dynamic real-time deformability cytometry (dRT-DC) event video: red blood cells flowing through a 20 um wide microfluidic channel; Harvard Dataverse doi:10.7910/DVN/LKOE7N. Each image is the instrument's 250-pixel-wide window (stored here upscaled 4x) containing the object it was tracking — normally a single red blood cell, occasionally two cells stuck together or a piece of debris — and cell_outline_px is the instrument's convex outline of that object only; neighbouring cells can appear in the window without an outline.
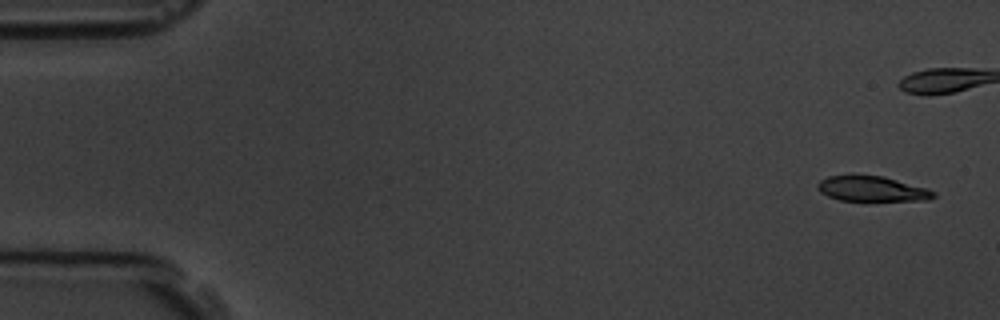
{"species": "common noctule bat (a hibernating species)", "species_latin": "Nyctalus noctula", "temperature_condition": "room temperature", "stored_images_in_passage": 4, "camera_frame_rate_fps": 3000, "um_per_image_px": 0.085, "animal": {"sex": "male", "body_mass_g": 19.5, "forearm_length_mm": 54.6}, "frame": {"image": 1, "passage_image": 1, "time_ms": 0.0, "image_size_px": [1000, 320], "cell_outline_px": [[936, 196], [928, 200], [840, 200], [828, 196], [820, 192], [816, 188], [816, 184], [820, 180], [828, 176], [884, 176], [928, 188], [936, 192]], "centroid_in_image_um": [74.14, 16.05], "position_along_channel_um": 10.9, "area_um2": 16.88}}